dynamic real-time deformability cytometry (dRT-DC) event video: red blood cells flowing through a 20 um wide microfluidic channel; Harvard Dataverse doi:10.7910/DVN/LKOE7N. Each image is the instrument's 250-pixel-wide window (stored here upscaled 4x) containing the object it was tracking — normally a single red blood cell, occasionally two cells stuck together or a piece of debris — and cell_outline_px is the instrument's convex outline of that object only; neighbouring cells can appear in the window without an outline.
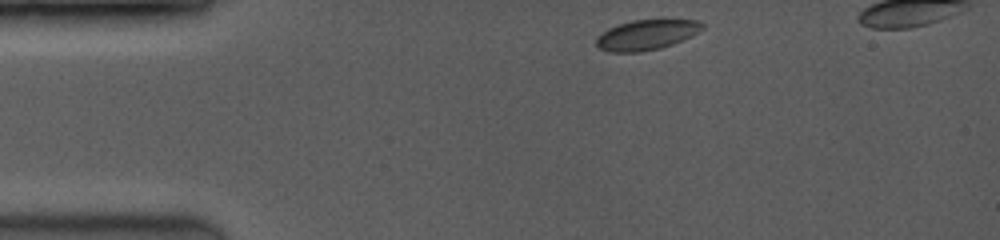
{"species": "common noctule bat (a hibernating species)", "species_latin": "Nyctalus noctula", "temperature_condition": "room temperature", "stored_images_in_passage": 12, "camera_frame_rate_fps": 3500, "um_per_image_px": 0.085, "animal": {"sex": "female", "body_mass_g": 19.0, "forearm_length_mm": 53.3}, "frame": {"image": 1, "passage_image": 1, "time_ms": 0.0, "image_size_px": [1000, 240], "cell_outline_px": [[704, 28], [692, 36], [672, 44], [660, 48], [640, 52], [608, 52], [600, 48], [596, 44], [596, 40], [608, 28], [632, 20], [700, 20], [704, 24]], "centroid_in_image_um": [54.99, 2.96], "position_along_channel_um": 30.0, "area_um2": 18.44}}
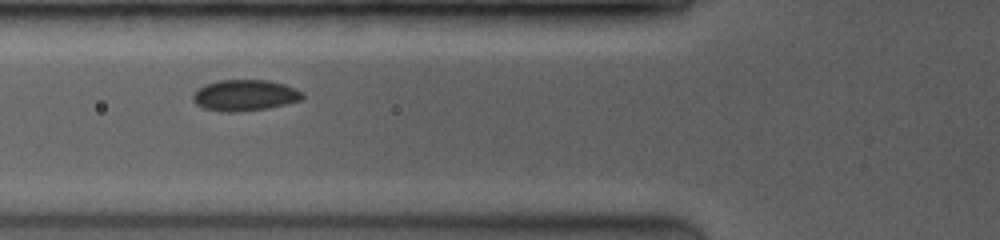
{"frame": {"image": 2, "passage_image": 6, "time_ms": 1.429, "image_size_px": [1000, 240], "cell_outline_px": [[304, 100], [268, 108], [236, 112], [220, 112], [204, 108], [196, 104], [192, 100], [192, 92], [196, 88], [204, 84], [220, 80], [268, 80], [284, 84], [304, 92]], "centroid_in_image_um": [20.79, 8.1], "position_along_channel_um": 105.0, "area_um2": 20.23}}
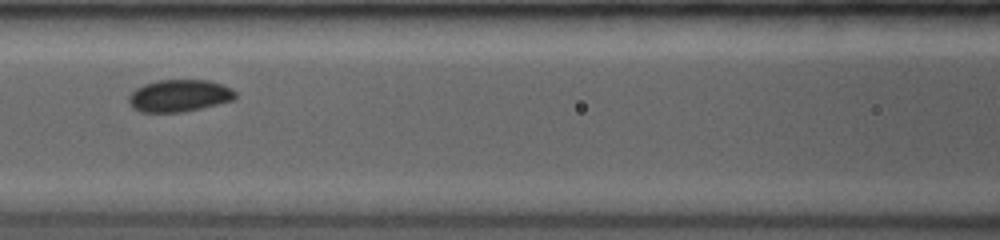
{"frame": {"image": 3, "passage_image": 9, "time_ms": 2.286, "image_size_px": [1000, 240], "cell_outline_px": [[236, 96], [232, 100], [184, 112], [140, 112], [132, 108], [128, 100], [128, 96], [136, 88], [144, 84], [160, 80], [208, 80], [224, 84], [236, 92]], "centroid_in_image_um": [15.22, 8.13], "position_along_channel_um": 151.4, "area_um2": 19.94}}